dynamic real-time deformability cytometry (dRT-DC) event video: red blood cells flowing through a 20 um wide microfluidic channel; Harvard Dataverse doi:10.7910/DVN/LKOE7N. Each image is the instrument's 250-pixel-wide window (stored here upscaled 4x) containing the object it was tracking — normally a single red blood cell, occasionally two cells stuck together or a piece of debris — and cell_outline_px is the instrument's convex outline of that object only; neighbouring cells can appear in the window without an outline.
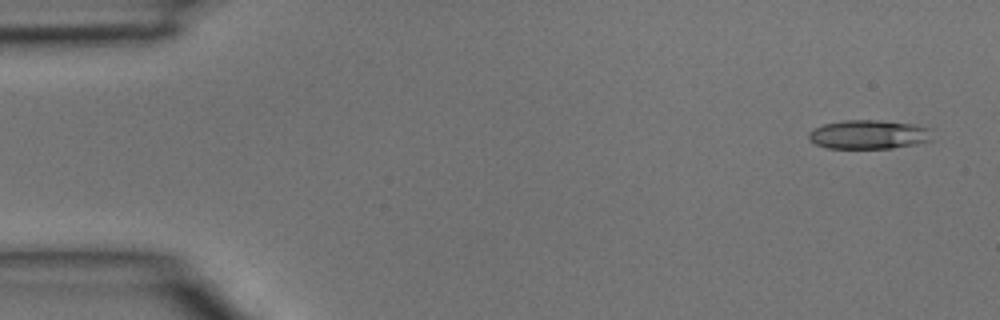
{"species": "common noctule bat (a hibernating species)", "species_latin": "Nyctalus noctula", "temperature_condition": "room temperature", "stored_images_in_passage": 5, "camera_frame_rate_fps": 3000, "um_per_image_px": 0.085, "animal": {"sex": "male", "body_mass_g": 15.6}, "frame": {"image": 1, "passage_image": 1, "time_ms": 0.0, "image_size_px": [1000, 320], "cell_outline_px": [[932, 140], [916, 144], [892, 148], [828, 148], [816, 144], [808, 140], [808, 132], [812, 128], [824, 124], [844, 120], [880, 120], [912, 124], [932, 128]], "centroid_in_image_um": [73.84, 11.43], "position_along_channel_um": 11.2, "area_um2": 21.1}}